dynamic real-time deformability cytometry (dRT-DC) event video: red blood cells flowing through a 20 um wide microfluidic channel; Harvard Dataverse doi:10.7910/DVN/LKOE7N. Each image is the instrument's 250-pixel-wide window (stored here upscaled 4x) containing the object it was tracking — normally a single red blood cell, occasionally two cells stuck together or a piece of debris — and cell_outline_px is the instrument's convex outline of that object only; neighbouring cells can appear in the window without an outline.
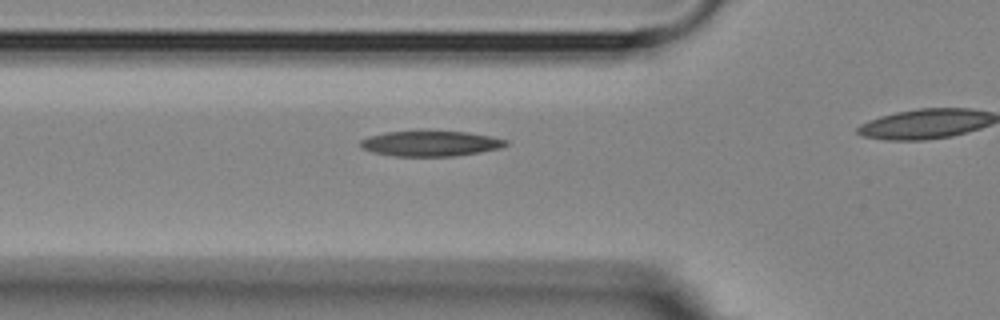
{"species": "Egyptian fruit bat (a non-hibernating species)", "species_latin": "Rousettus aegyptiacus", "temperature_condition": "room temperature", "stored_images_in_passage": 13, "camera_frame_rate_fps": 3000, "um_per_image_px": 0.085, "animal": {"sex": "female"}, "frame": {"image": 1, "passage_image": 8, "time_ms": 2.333, "image_size_px": [1000, 320], "cell_outline_px": [[508, 144], [500, 148], [480, 152], [452, 156], [392, 156], [372, 152], [360, 148], [360, 140], [368, 136], [384, 132], [468, 132], [508, 140]], "centroid_in_image_um": [36.55, 12.21], "position_along_channel_um": 89.2, "area_um2": 21.27}}
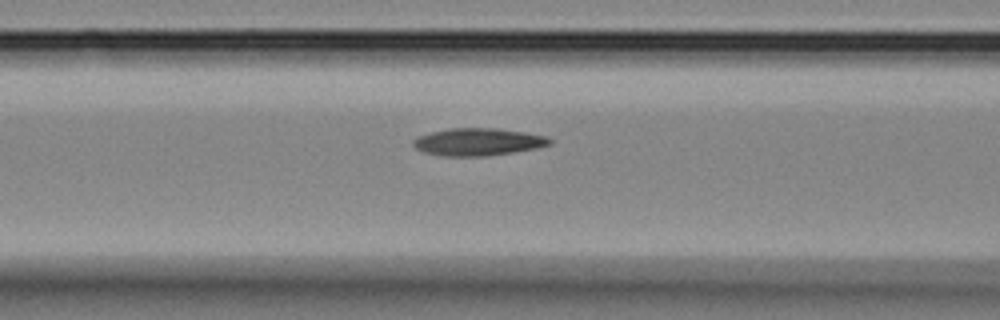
{"frame": {"image": 2, "passage_image": 11, "time_ms": 3.333, "image_size_px": [1000, 320], "cell_outline_px": [[552, 144], [536, 148], [512, 152], [484, 156], [444, 156], [424, 152], [416, 148], [412, 144], [412, 140], [416, 136], [448, 128], [496, 128], [524, 132], [548, 136], [552, 140]], "centroid_in_image_um": [40.62, 12.05], "position_along_channel_um": 126.0, "area_um2": 21.85}}